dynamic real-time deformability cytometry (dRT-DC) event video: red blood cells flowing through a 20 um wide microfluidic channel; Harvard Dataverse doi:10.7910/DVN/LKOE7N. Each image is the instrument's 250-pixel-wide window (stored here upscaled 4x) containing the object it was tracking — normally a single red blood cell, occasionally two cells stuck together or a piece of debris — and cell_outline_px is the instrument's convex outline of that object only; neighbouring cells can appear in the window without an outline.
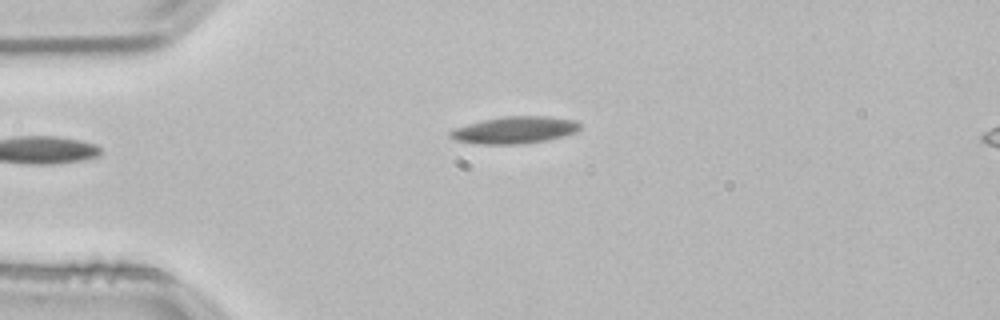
{"species": "common noctule bat (a hibernating species)", "species_latin": "Nyctalus noctula", "temperature_condition": "room temperature", "stored_images_in_passage": 38, "camera_frame_rate_fps": 3000, "um_per_image_px": 0.085, "animal": {"sex": "male", "body_mass_g": 21.5, "forearm_length_mm": 52.0}, "frame": {"image": 1, "passage_image": 1, "time_ms": 0.0, "image_size_px": [1000, 320], "cell_outline_px": [[580, 128], [576, 132], [564, 136], [544, 140], [520, 144], [484, 144], [456, 140], [448, 136], [448, 132], [456, 128], [468, 124], [484, 120], [508, 116], [548, 116], [572, 120], [580, 124]], "centroid_in_image_um": [43.75, 11.05], "position_along_channel_um": 41.2, "area_um2": 20.06}}
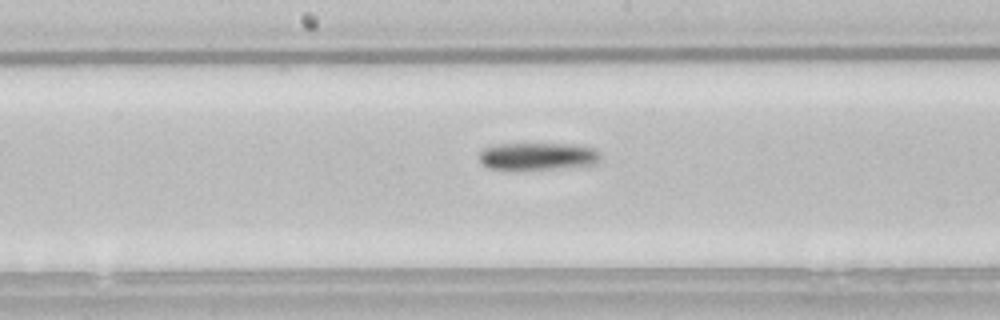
{"frame": {"image": 2, "passage_image": 16, "time_ms": 5.0, "image_size_px": [1000, 320], "cell_outline_px": [[600, 160], [596, 164], [556, 168], [488, 168], [480, 160], [480, 152], [484, 148], [496, 144], [576, 144], [592, 148], [600, 152]], "centroid_in_image_um": [45.75, 13.26], "position_along_channel_um": 202.4, "area_um2": 18.9}}
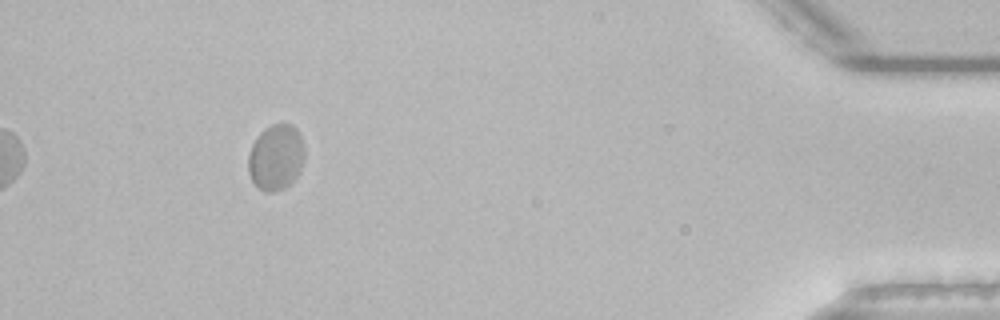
{"frame": {"image": 3, "passage_image": 38, "time_ms": 12.333, "image_size_px": [1000, 320], "cell_outline_px": [[304, 160], [300, 172], [284, 188], [272, 192], [264, 192], [252, 180], [248, 172], [248, 156], [252, 144], [260, 132], [264, 128], [272, 124], [292, 124], [300, 132], [304, 144]], "centroid_in_image_um": [23.47, 13.34], "position_along_channel_um": 411.7, "area_um2": 21.73}}